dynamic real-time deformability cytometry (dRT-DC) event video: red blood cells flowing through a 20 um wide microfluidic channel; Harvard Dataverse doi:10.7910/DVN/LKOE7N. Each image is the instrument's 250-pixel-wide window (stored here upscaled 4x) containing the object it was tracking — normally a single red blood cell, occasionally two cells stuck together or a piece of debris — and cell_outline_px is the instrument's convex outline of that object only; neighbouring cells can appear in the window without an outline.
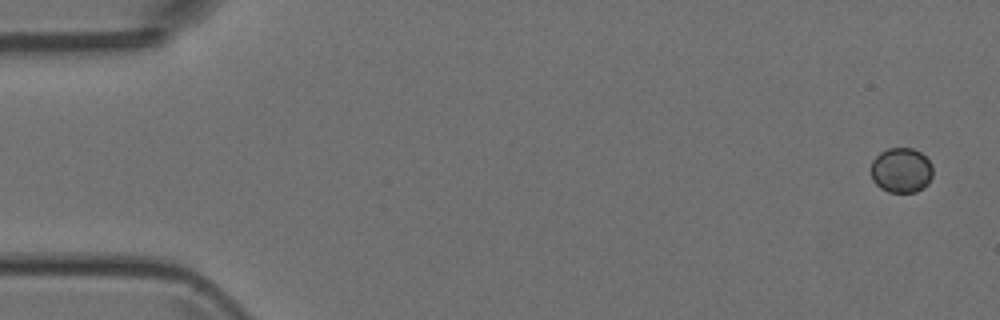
{"species": "Egyptian fruit bat (a non-hibernating species)", "species_latin": "Rousettus aegyptiacus", "temperature_condition": "room temperature", "stored_images_in_passage": 5, "camera_frame_rate_fps": 3000, "um_per_image_px": 0.085, "animal": {"sex": "female"}, "frame": {"image": 1, "passage_image": 1, "time_ms": 0.0, "image_size_px": [1000, 320], "cell_outline_px": [[932, 176], [928, 184], [924, 188], [916, 192], [888, 192], [880, 188], [872, 180], [872, 160], [880, 152], [888, 148], [912, 148], [920, 152], [932, 164]], "centroid_in_image_um": [76.61, 14.48], "position_along_channel_um": 8.4, "area_um2": 16.3}}